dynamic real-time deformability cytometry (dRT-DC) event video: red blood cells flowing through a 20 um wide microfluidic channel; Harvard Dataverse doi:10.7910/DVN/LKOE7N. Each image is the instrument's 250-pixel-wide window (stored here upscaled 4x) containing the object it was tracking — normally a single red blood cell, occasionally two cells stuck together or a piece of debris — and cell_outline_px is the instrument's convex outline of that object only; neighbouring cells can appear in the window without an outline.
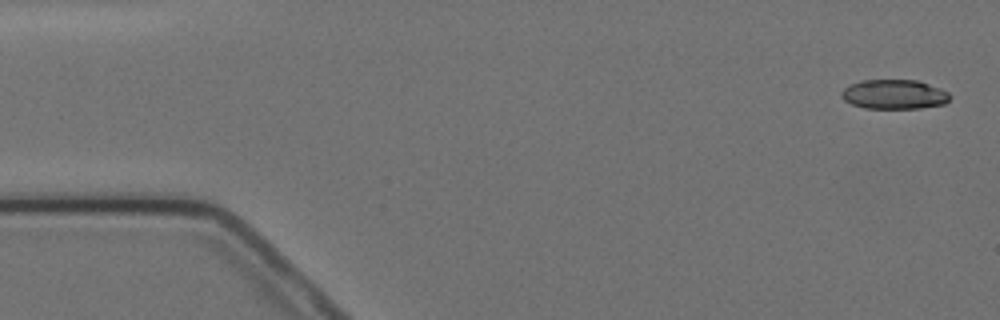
{"species": "Egyptian fruit bat (a non-hibernating species)", "species_latin": "Rousettus aegyptiacus", "temperature_condition": "cold", "stored_images_in_passage": 6, "segment_of_instrument_passage": [1, 2], "camera_frame_rate_fps": 3000, "um_per_image_px": 0.085, "animal": {"sex": "female"}, "frame": {"image": 1, "passage_image": 1, "time_ms": 0.0, "image_size_px": [1000, 320], "cell_outline_px": [[952, 96], [944, 104], [920, 108], [864, 108], [852, 104], [844, 100], [840, 96], [840, 92], [848, 84], [860, 80], [916, 80], [940, 88], [948, 92]], "centroid_in_image_um": [75.97, 8.01], "position_along_channel_um": 9.0, "area_um2": 18.73}}
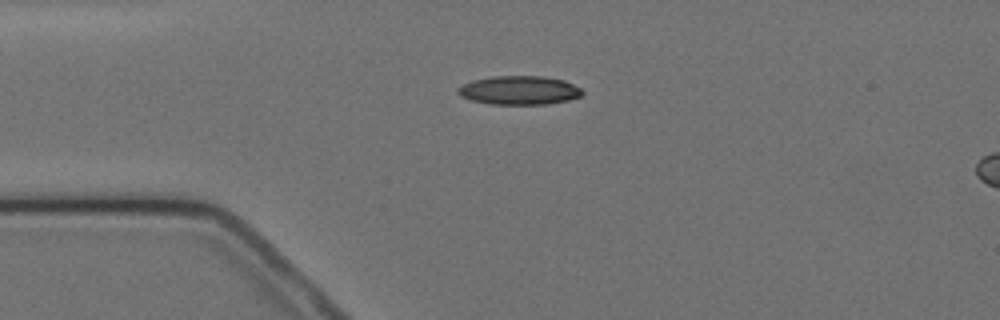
{"frame": {"image": 2, "passage_image": 4, "time_ms": 3.667, "image_size_px": [1000, 320], "cell_outline_px": [[584, 92], [580, 96], [568, 100], [548, 104], [492, 104], [472, 100], [460, 96], [456, 92], [456, 88], [472, 80], [492, 76], [544, 76], [564, 80], [580, 88]], "centroid_in_image_um": [44.12, 7.67], "position_along_channel_um": 40.9, "area_um2": 20.87}}